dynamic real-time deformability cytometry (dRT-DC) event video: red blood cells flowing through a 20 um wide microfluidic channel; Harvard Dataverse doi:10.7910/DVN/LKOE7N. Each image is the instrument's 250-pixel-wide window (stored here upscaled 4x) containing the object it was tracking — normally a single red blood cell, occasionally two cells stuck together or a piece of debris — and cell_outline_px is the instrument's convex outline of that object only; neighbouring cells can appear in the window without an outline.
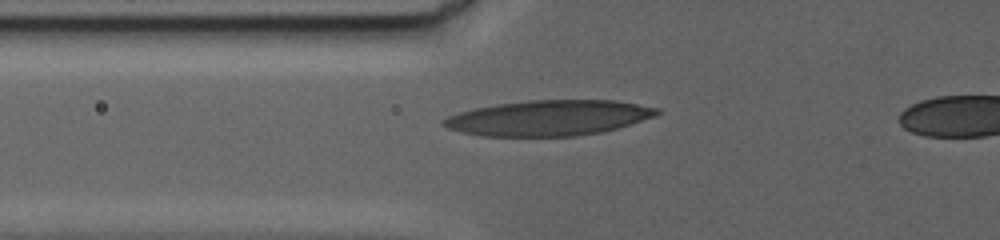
{"species": "human", "species_latin": "Homo sapiens", "temperature_condition": "warm", "stored_images_in_passage": 69, "camera_frame_rate_fps": 3000, "um_per_image_px": 0.085, "donor": {"sex": "female"}, "frame": {"image": 1, "passage_image": 39, "time_ms": 15.333, "image_size_px": [1000, 240], "cell_outline_px": [[660, 112], [656, 116], [604, 132], [576, 136], [484, 136], [460, 132], [448, 128], [440, 124], [440, 120], [448, 116], [460, 112], [476, 108], [496, 104], [528, 100], [616, 100], [660, 108]], "centroid_in_image_um": [46.64, 10.02], "position_along_channel_um": 79.2, "area_um2": 44.22}}
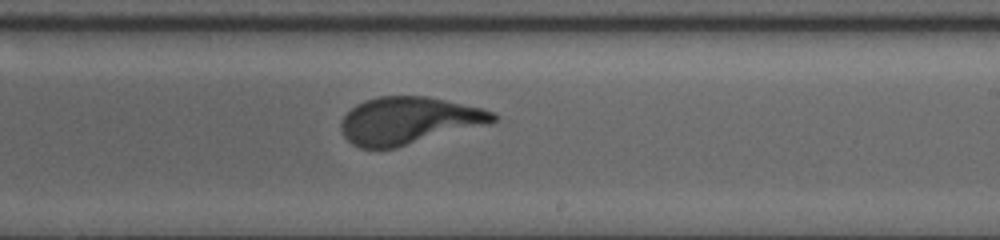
{"frame": {"image": 2, "passage_image": 52, "time_ms": 27.667, "image_size_px": [1000, 240], "cell_outline_px": [[500, 116], [492, 124], [396, 148], [360, 148], [352, 144], [344, 136], [340, 128], [340, 120], [356, 104], [364, 100], [380, 96], [428, 96], [480, 108], [496, 112]], "centroid_in_image_um": [34.78, 10.26], "position_along_channel_um": 254.2, "area_um2": 42.31}}
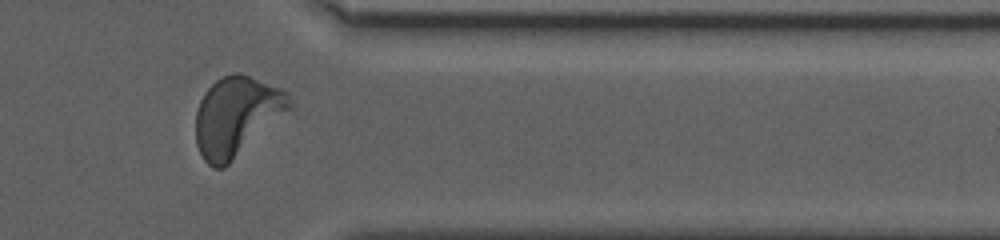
{"frame": {"image": 3, "passage_image": 63, "time_ms": 37.333, "image_size_px": [1000, 240], "cell_outline_px": [[292, 112], [224, 168], [212, 168], [204, 160], [196, 144], [196, 112], [200, 100], [204, 92], [220, 76], [232, 72], [240, 72], [280, 88], [288, 92], [292, 104]], "centroid_in_image_um": [20.16, 9.88], "position_along_channel_um": 391.2, "area_um2": 44.33}}